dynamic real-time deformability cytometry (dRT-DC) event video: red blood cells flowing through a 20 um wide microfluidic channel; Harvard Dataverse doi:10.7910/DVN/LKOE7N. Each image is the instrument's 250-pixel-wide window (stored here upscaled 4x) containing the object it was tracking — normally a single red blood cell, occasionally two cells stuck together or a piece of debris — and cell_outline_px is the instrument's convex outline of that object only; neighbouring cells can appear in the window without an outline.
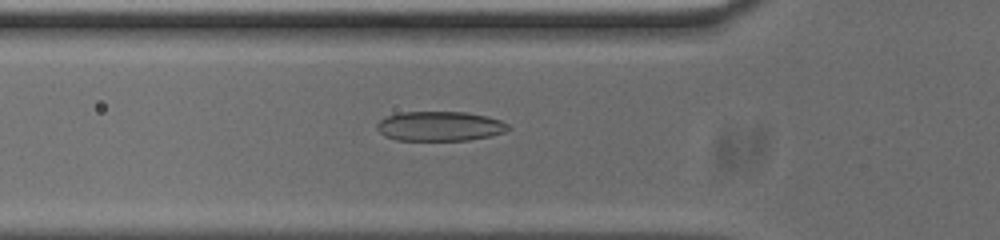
{"species": "common noctule bat (a hibernating species)", "species_latin": "Nyctalus noctula", "temperature_condition": "cold", "stored_images_in_passage": 40, "camera_frame_rate_fps": 3000, "um_per_image_px": 0.085, "animal": {"sex": "male", "body_mass_g": 20.0, "forearm_length_mm": 53.3}, "frame": {"image": 1, "passage_image": 4, "time_ms": 1.0, "image_size_px": [1000, 240], "cell_outline_px": [[512, 128], [504, 132], [488, 136], [468, 140], [396, 140], [384, 136], [376, 128], [376, 124], [380, 120], [388, 116], [400, 112], [464, 112], [484, 116], [500, 120], [508, 124]], "centroid_in_image_um": [37.36, 10.73], "position_along_channel_um": 88.4, "area_um2": 22.54}}
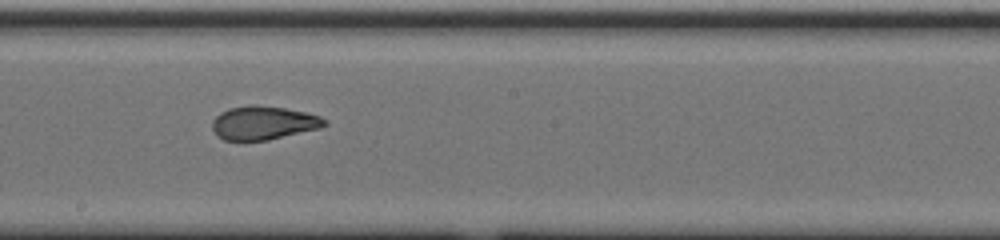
{"frame": {"image": 2, "passage_image": 15, "time_ms": 4.667, "image_size_px": [1000, 240], "cell_outline_px": [[328, 124], [320, 128], [268, 140], [224, 140], [216, 136], [212, 128], [212, 120], [220, 112], [228, 108], [252, 104], [256, 104], [284, 108], [308, 112], [320, 116], [328, 120]], "centroid_in_image_um": [22.39, 10.43], "position_along_channel_um": 225.8, "area_um2": 22.25}}
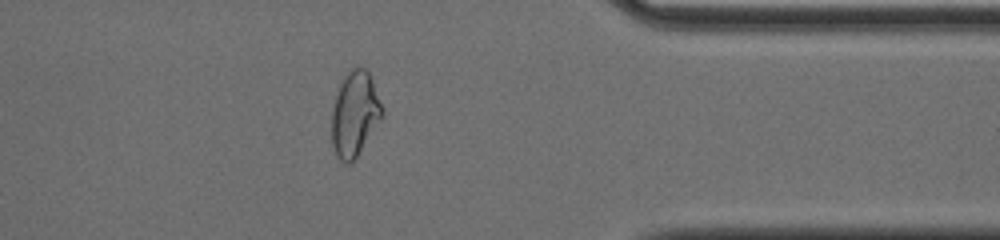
{"frame": {"image": 3, "passage_image": 29, "time_ms": 9.333, "image_size_px": [1000, 240], "cell_outline_px": [[384, 116], [352, 164], [344, 164], [336, 156], [332, 144], [332, 108], [340, 84], [344, 76], [352, 68], [364, 68], [368, 72], [372, 80], [384, 108]], "centroid_in_image_um": [30.17, 9.73], "position_along_channel_um": 381.2, "area_um2": 25.14}, "authors_computed_cell_mechanics": {"area_um2": 22.6865, "velocity_mm_per_s": 3.7388, "shape_relaxation_time_tau1_ms": 10.5921, "shape_relaxation_time_tau2_ms": 1.4617, "deformation_change_tau1": 0.2783, "deformation_change_tau2": 0.0729}}